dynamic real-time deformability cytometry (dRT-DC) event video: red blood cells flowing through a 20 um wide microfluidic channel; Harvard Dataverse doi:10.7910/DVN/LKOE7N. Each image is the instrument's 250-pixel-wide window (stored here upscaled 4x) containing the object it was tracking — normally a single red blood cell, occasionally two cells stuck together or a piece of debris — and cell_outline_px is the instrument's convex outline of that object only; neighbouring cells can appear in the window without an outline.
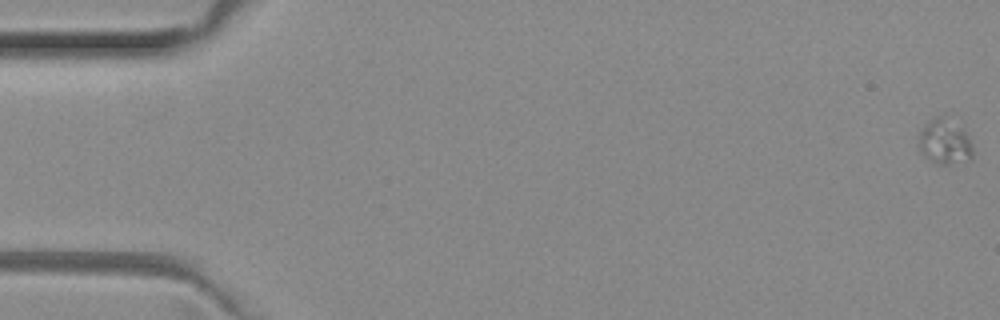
{"species": "common noctule bat (a hibernating species)", "species_latin": "Nyctalus noctula", "temperature_condition": "room temperature", "stored_images_in_passage": 51, "segment_of_instrument_passage": [1, 2], "camera_frame_rate_fps": 3000, "um_per_image_px": 0.085, "animal": {"sex": "female", "body_mass_g": 29.2, "forearm_length_mm": 56.3}, "frame": {"image": 1, "passage_image": 1, "time_ms": 0.0, "image_size_px": [1000, 320], "cell_outline_px": [[972, 160], [948, 164], [944, 164], [932, 160], [924, 156], [920, 152], [920, 128], [924, 124], [936, 116], [944, 116], [964, 132], [968, 136], [972, 144]], "centroid_in_image_um": [80.3, 12.06], "position_along_channel_um": 4.7, "area_um2": 13.87}}
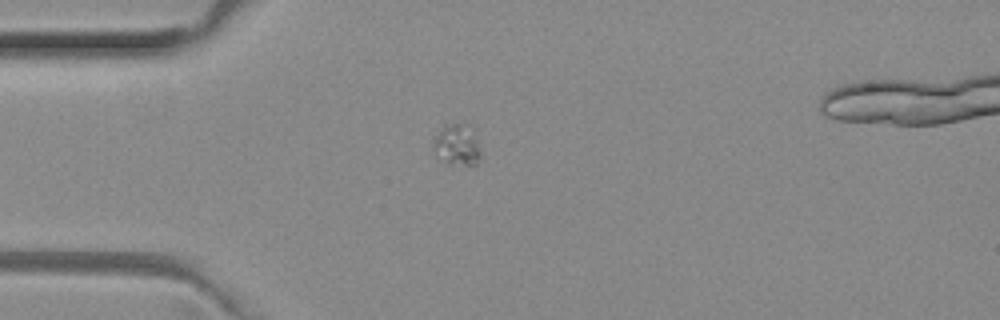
{"frame": {"image": 2, "passage_image": 15, "time_ms": 4.667, "image_size_px": [1000, 320], "cell_outline_px": [[480, 160], [476, 164], [452, 164], [444, 160], [432, 140], [444, 128], [452, 124], [472, 124], [476, 128], [480, 152]], "centroid_in_image_um": [38.99, 12.26], "position_along_channel_um": 46.0, "area_um2": 10.98}}